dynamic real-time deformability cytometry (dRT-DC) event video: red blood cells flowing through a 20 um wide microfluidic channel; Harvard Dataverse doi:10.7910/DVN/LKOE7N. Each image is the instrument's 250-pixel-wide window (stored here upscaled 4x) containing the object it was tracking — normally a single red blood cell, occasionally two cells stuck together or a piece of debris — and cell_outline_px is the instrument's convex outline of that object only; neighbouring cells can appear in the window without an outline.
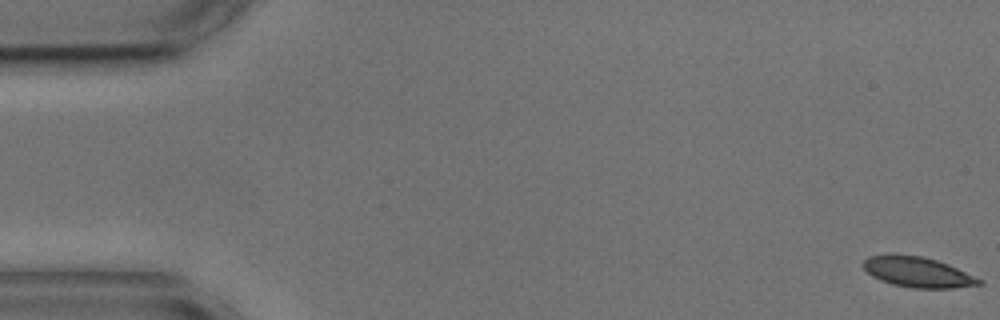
{"species": "common noctule bat (a hibernating species)", "species_latin": "Nyctalus noctula", "temperature_condition": "cold", "stored_images_in_passage": 8, "camera_frame_rate_fps": 3000, "um_per_image_px": 0.085, "animal": {"sex": "male", "body_mass_g": 17.9, "forearm_length_mm": 54.2}, "frame": {"image": 1, "passage_image": 1, "time_ms": 0.0, "image_size_px": [1000, 320], "cell_outline_px": [[984, 284], [952, 288], [912, 288], [892, 284], [880, 280], [872, 276], [864, 268], [864, 260], [868, 256], [920, 256], [936, 260], [948, 264], [984, 280]], "centroid_in_image_um": [78.07, 23.16], "position_along_channel_um": 6.9, "area_um2": 20.0}}
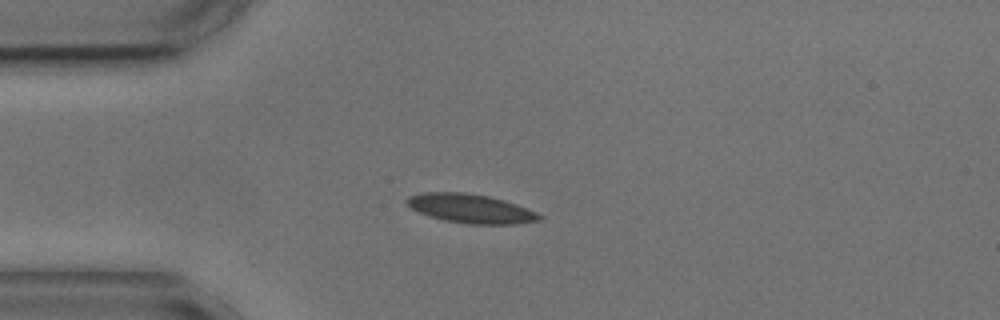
{"frame": {"image": 2, "passage_image": 4, "time_ms": 4.333, "image_size_px": [1000, 320], "cell_outline_px": [[544, 216], [540, 220], [516, 224], [468, 224], [444, 220], [420, 212], [412, 208], [404, 200], [408, 196], [424, 192], [464, 192], [488, 196], [504, 200], [516, 204], [536, 212]], "centroid_in_image_um": [40.02, 17.72], "position_along_channel_um": 45.0, "area_um2": 22.25}}